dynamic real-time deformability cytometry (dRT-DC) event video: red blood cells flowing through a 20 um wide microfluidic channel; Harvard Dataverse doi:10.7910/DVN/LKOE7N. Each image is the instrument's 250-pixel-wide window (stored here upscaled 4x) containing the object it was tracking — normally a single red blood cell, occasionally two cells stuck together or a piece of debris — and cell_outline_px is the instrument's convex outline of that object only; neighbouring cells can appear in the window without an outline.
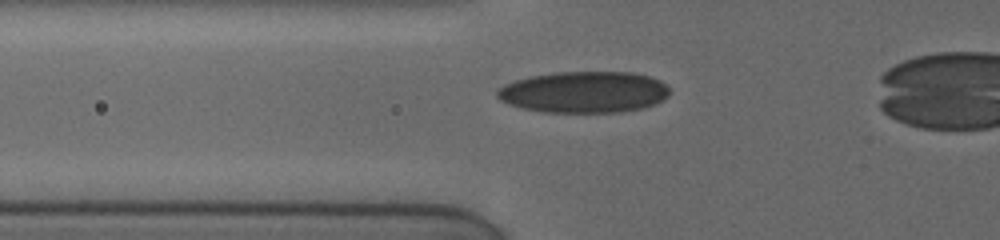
{"species": "human", "species_latin": "Homo sapiens", "temperature_condition": "cold", "stored_images_in_passage": 35, "camera_frame_rate_fps": 3000, "um_per_image_px": 0.085, "donor": {"sex": "female"}, "frame": {"image": 1, "passage_image": 2, "time_ms": 0.667, "image_size_px": [1000, 240], "cell_outline_px": [[668, 96], [656, 104], [644, 108], [620, 112], [544, 112], [520, 108], [508, 104], [500, 100], [496, 96], [496, 92], [504, 84], [516, 80], [532, 76], [556, 72], [632, 72], [648, 76], [660, 80], [668, 88]], "centroid_in_image_um": [49.63, 7.83], "position_along_channel_um": 76.2, "area_um2": 41.67}}
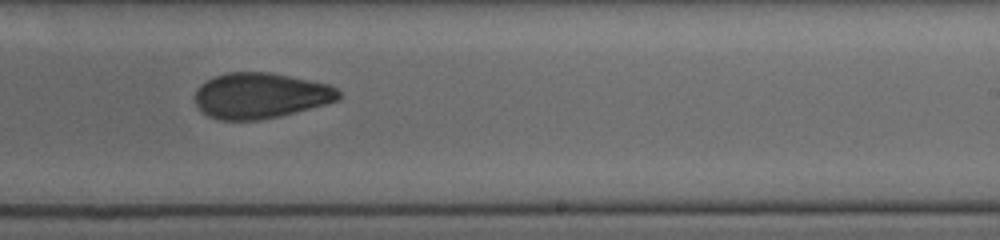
{"frame": {"image": 2, "passage_image": 16, "time_ms": 5.667, "image_size_px": [1000, 240], "cell_outline_px": [[340, 96], [336, 100], [328, 104], [276, 116], [256, 120], [220, 120], [208, 116], [196, 104], [196, 88], [200, 84], [216, 76], [228, 72], [272, 72], [328, 84], [336, 88], [340, 92]], "centroid_in_image_um": [22.14, 8.11], "position_along_channel_um": 266.9, "area_um2": 37.92}}
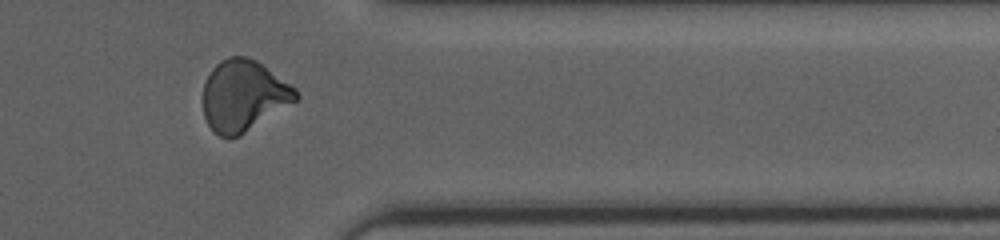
{"frame": {"image": 3, "passage_image": 29, "time_ms": 9.0, "image_size_px": [1000, 240], "cell_outline_px": [[300, 96], [296, 100], [240, 136], [220, 136], [208, 124], [204, 116], [204, 84], [212, 68], [220, 60], [228, 56], [248, 56], [256, 60], [296, 88]], "centroid_in_image_um": [20.7, 8.1], "position_along_channel_um": 390.7, "area_um2": 38.03}}